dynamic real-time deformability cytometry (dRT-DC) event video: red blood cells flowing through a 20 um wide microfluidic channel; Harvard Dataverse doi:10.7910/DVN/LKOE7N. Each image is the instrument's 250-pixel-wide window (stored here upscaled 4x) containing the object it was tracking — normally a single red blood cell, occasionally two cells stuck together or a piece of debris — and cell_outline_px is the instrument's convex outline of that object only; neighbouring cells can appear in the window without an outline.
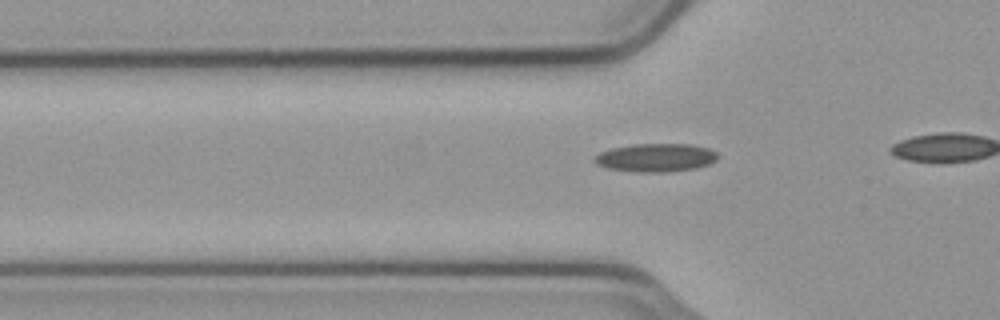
{"species": "common noctule bat (a hibernating species)", "species_latin": "Nyctalus noctula", "temperature_condition": "cold", "stored_images_in_passage": 21, "camera_frame_rate_fps": 3000, "um_per_image_px": 0.085, "animal": {"sex": "male", "body_mass_g": 23.1, "forearm_length_mm": 52.7}, "frame": {"image": 1, "passage_image": 15, "time_ms": 4.667, "image_size_px": [1000, 320], "cell_outline_px": [[720, 156], [716, 160], [708, 164], [696, 168], [668, 172], [636, 172], [608, 168], [596, 164], [592, 160], [600, 152], [612, 148], [632, 144], [692, 144], [708, 148], [716, 152]], "centroid_in_image_um": [55.75, 13.4], "position_along_channel_um": 70.0, "area_um2": 20.4}}
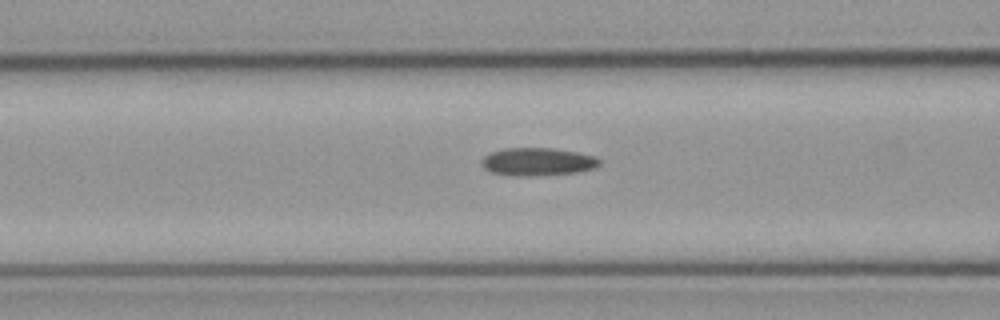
{"frame": {"image": 2, "passage_image": 19, "time_ms": 6.0, "image_size_px": [1000, 320], "cell_outline_px": [[600, 164], [596, 168], [576, 172], [532, 176], [516, 176], [492, 172], [484, 168], [480, 164], [480, 160], [484, 156], [492, 152], [504, 148], [552, 148], [576, 152], [596, 156], [600, 160]], "centroid_in_image_um": [45.69, 13.74], "position_along_channel_um": 120.9, "area_um2": 19.19}}